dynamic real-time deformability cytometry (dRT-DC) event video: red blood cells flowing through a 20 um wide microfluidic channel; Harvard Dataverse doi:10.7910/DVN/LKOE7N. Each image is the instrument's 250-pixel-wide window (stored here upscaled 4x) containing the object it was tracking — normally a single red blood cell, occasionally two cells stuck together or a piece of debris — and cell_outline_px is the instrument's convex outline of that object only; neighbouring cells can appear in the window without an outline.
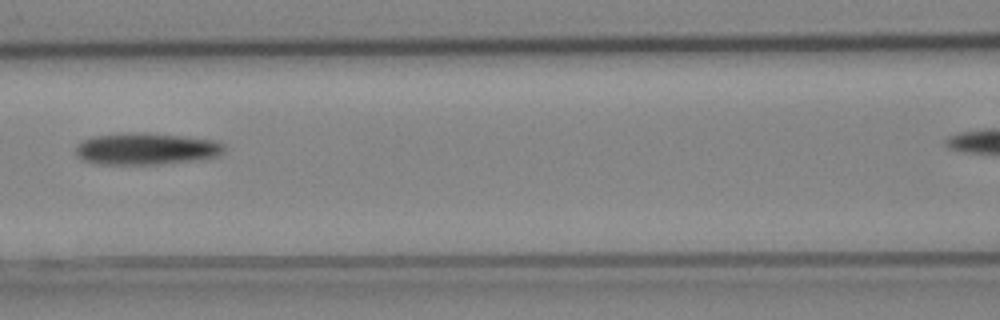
{"species": "Egyptian fruit bat (a non-hibernating species)", "species_latin": "Rousettus aegyptiacus", "temperature_condition": "cold", "stored_images_in_passage": 4, "camera_frame_rate_fps": 3000, "um_per_image_px": 0.085, "animal": {"sex": "female"}, "frame": {"image": 1, "passage_image": 3, "time_ms": 0.667, "image_size_px": [1000, 320], "cell_outline_px": [[224, 148], [216, 156], [192, 160], [152, 164], [100, 164], [84, 160], [76, 156], [76, 144], [92, 136], [128, 132], [148, 132], [216, 140], [224, 144]], "centroid_in_image_um": [12.36, 12.62], "position_along_channel_um": 154.2, "area_um2": 27.34}}